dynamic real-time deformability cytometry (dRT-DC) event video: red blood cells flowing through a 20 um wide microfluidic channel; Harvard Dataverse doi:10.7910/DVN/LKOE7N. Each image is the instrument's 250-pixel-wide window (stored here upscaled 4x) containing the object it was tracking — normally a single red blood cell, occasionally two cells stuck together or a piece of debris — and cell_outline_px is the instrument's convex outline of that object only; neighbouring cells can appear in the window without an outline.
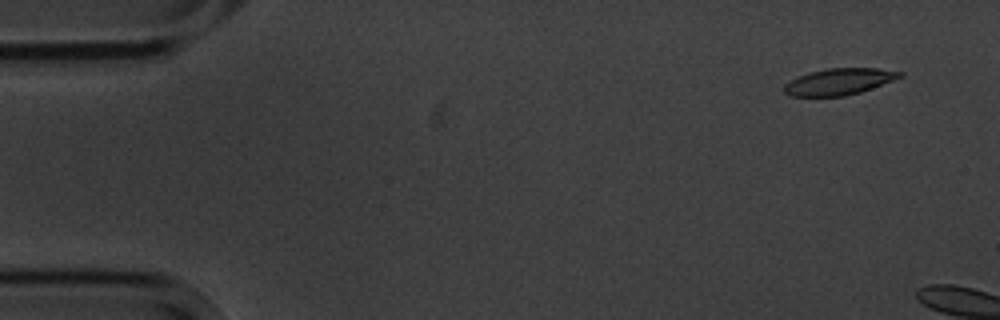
{"species": "common noctule bat (a hibernating species)", "species_latin": "Nyctalus noctula", "temperature_condition": "cold", "stored_images_in_passage": 2, "camera_frame_rate_fps": 3000, "um_per_image_px": 0.085, "animal": {"sex": "male", "body_mass_g": 20.1, "forearm_length_mm": 53.5}, "frame": {"image": 1, "passage_image": 1, "time_ms": 0.0, "image_size_px": [1000, 320], "cell_outline_px": [[904, 76], [872, 88], [860, 92], [844, 96], [788, 96], [784, 92], [784, 84], [808, 72], [828, 68], [876, 68], [904, 72]], "centroid_in_image_um": [71.33, 6.94], "position_along_channel_um": 13.7, "area_um2": 17.8}}